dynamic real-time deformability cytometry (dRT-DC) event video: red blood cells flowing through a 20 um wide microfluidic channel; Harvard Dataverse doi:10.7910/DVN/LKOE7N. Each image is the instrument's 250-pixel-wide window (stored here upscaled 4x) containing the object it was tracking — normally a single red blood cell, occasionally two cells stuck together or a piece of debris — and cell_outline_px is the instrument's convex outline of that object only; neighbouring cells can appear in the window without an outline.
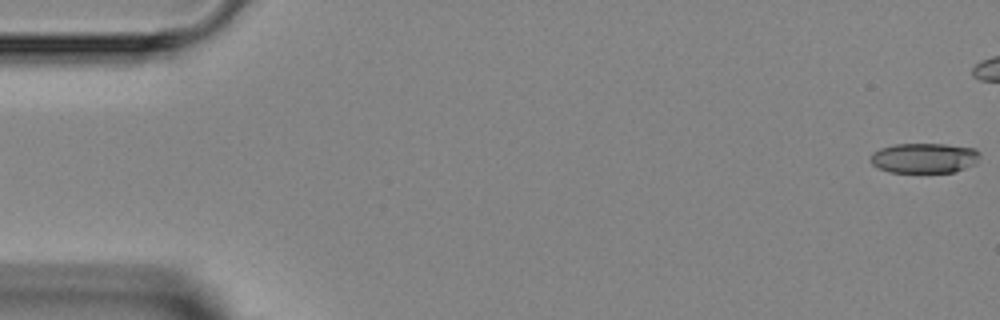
{"species": "Egyptian fruit bat (a non-hibernating species)", "species_latin": "Rousettus aegyptiacus", "temperature_condition": "room temperature", "stored_images_in_passage": 4, "segment_of_instrument_passage": [2, 2], "camera_frame_rate_fps": 3000, "um_per_image_px": 0.085, "animal": {"sex": "female"}, "frame": {"image": 1, "passage_image": 4, "time_ms": 3.333, "image_size_px": [1000, 320], "cell_outline_px": [[980, 156], [976, 164], [956, 172], [888, 172], [876, 168], [868, 160], [872, 152], [880, 148], [892, 144], [944, 144], [976, 148], [980, 152]], "centroid_in_image_um": [78.54, 13.43], "position_along_channel_um": 6.5, "area_um2": 19.59}}